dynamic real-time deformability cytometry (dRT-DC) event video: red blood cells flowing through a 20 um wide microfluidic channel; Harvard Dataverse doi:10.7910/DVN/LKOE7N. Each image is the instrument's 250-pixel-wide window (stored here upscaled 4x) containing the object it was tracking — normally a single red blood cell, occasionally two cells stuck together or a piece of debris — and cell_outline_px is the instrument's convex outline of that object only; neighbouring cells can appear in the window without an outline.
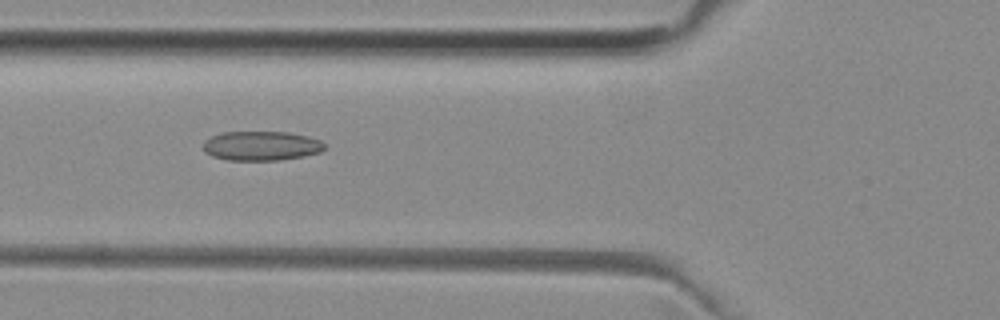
{"species": "common noctule bat (a hibernating species)", "species_latin": "Nyctalus noctula", "temperature_condition": "room temperature", "stored_images_in_passage": 52, "camera_frame_rate_fps": 3000, "um_per_image_px": 0.085, "animal": {"sex": "female", "body_mass_g": 29.2, "forearm_length_mm": 56.3}, "frame": {"image": 1, "passage_image": 19, "time_ms": 6.0, "image_size_px": [1000, 320], "cell_outline_px": [[324, 148], [320, 152], [304, 156], [280, 160], [228, 160], [212, 156], [204, 152], [204, 140], [212, 136], [224, 132], [288, 132], [308, 136], [320, 140], [324, 144]], "centroid_in_image_um": [22.2, 12.4], "position_along_channel_um": 103.6, "area_um2": 20.75}}
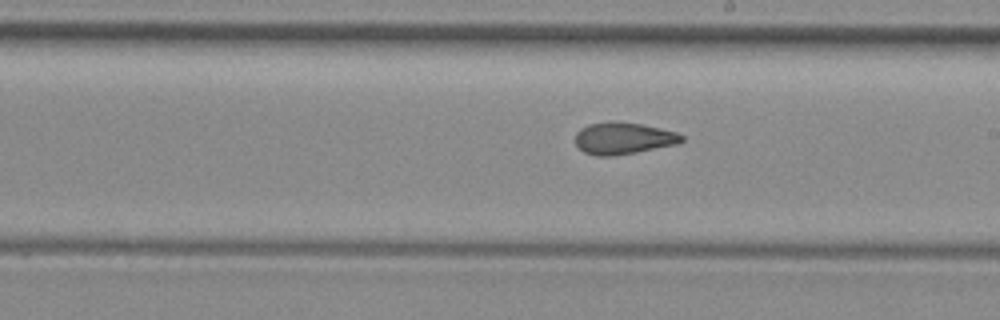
{"frame": {"image": 2, "passage_image": 29, "time_ms": 9.333, "image_size_px": [1000, 320], "cell_outline_px": [[684, 140], [680, 144], [636, 152], [612, 156], [596, 156], [584, 152], [576, 144], [576, 132], [580, 128], [588, 124], [640, 124], [660, 128], [676, 132], [684, 136]], "centroid_in_image_um": [53.03, 11.8], "position_along_channel_um": 236.0, "area_um2": 19.19}}
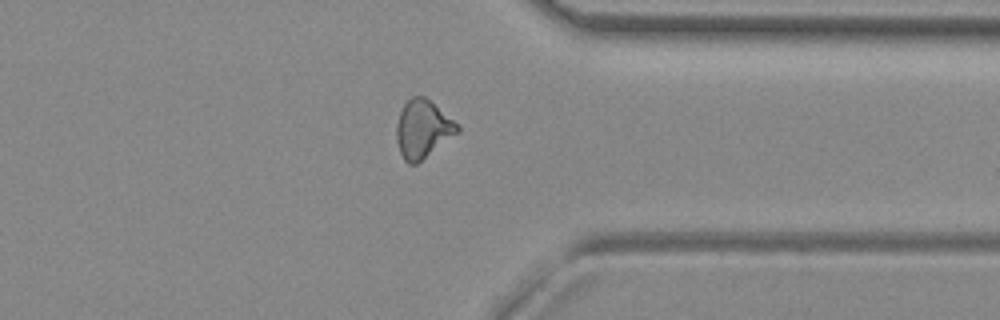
{"frame": {"image": 3, "passage_image": 40, "time_ms": 13.0, "image_size_px": [1000, 320], "cell_outline_px": [[460, 128], [456, 132], [416, 164], [408, 164], [404, 160], [400, 152], [396, 140], [396, 124], [400, 112], [404, 104], [412, 96], [424, 96], [452, 120]], "centroid_in_image_um": [35.85, 10.97], "position_along_channel_um": 375.5, "area_um2": 19.77}, "authors_computed_cell_mechanics": {"area_um2": 20.1722, "velocity_mm_per_s": 3.9668, "shape_relaxation_time_tau1_ms": null, "shape_relaxation_time_tau2_ms": 2.1656, "deformation_change_tau1": null, "deformation_change_tau2": 0.0897}}